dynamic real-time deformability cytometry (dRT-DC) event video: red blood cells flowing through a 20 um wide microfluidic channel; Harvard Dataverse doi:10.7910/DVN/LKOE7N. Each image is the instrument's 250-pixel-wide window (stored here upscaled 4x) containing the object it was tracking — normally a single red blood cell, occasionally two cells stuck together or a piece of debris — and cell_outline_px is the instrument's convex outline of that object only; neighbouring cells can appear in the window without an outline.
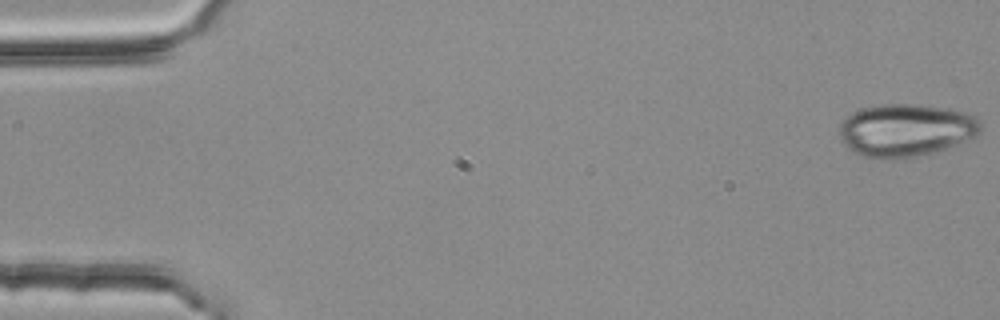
{"species": "common noctule bat (a hibernating species)", "species_latin": "Nyctalus noctula", "temperature_condition": "room temperature", "stored_images_in_passage": 7, "camera_frame_rate_fps": 3000, "um_per_image_px": 0.085, "animal": {"sex": "female", "body_mass_g": 25.1}, "frame": {"image": 1, "passage_image": 1, "time_ms": 0.0, "image_size_px": [1000, 320], "cell_outline_px": [[980, 132], [976, 136], [944, 148], [896, 160], [884, 160], [864, 156], [852, 152], [848, 148], [840, 136], [840, 124], [852, 112], [864, 108], [880, 104], [916, 104], [948, 108], [964, 112], [972, 116], [980, 124]], "centroid_in_image_um": [76.95, 11.06], "position_along_channel_um": 8.1, "area_um2": 42.89}}
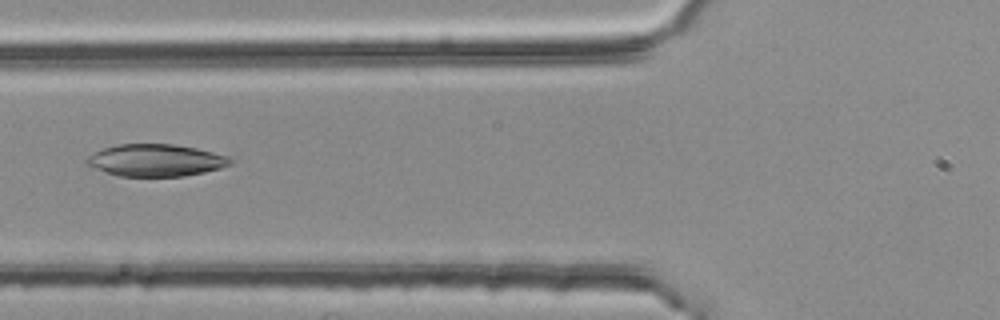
{"frame": {"image": 2, "passage_image": 6, "time_ms": 1.667, "image_size_px": [1000, 320], "cell_outline_px": [[236, 160], [232, 164], [220, 168], [204, 172], [184, 176], [116, 176], [96, 168], [88, 164], [84, 160], [88, 156], [104, 148], [116, 144], [172, 144], [196, 148], [228, 156]], "centroid_in_image_um": [13.28, 13.62], "position_along_channel_um": 112.5, "area_um2": 26.82}}
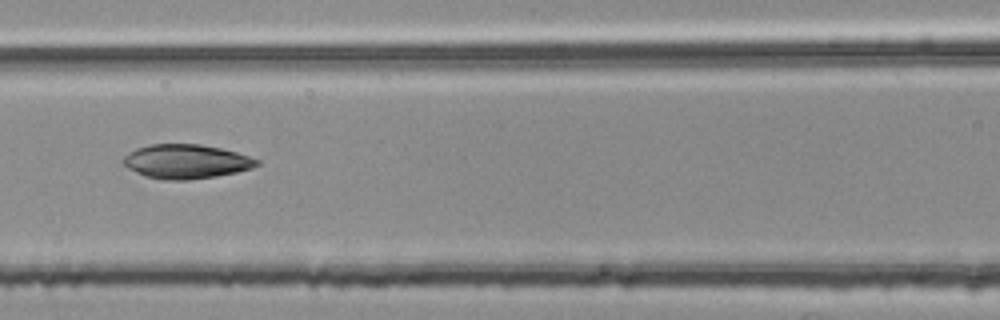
{"frame": {"image": 3, "passage_image": 7, "time_ms": 2.0, "image_size_px": [1000, 320], "cell_outline_px": [[260, 164], [252, 168], [236, 172], [216, 176], [188, 180], [164, 180], [144, 176], [128, 168], [120, 160], [128, 152], [136, 148], [148, 144], [200, 144], [220, 148], [236, 152], [260, 160]], "centroid_in_image_um": [15.79, 13.73], "position_along_channel_um": 150.8, "area_um2": 26.76}}